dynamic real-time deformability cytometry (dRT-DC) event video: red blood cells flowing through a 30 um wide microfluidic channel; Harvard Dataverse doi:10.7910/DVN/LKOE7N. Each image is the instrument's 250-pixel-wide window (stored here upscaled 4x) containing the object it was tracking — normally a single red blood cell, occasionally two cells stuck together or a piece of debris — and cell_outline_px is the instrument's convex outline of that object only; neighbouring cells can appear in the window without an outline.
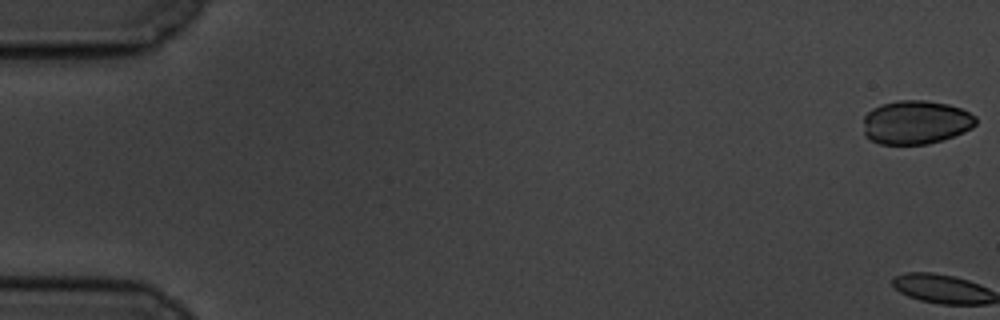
{"species": "common noctule bat (a hibernating species)", "species_latin": "Nyctalus noctula", "temperature_condition": "cold", "stored_images_in_passage": 3, "camera_frame_rate_fps": 3000, "um_per_image_px": 0.085, "animal": {"sex": "male", "body_mass_g": 19.5, "forearm_length_mm": 54.6}, "frame": {"image": 1, "passage_image": 1, "time_ms": 0.0, "image_size_px": [1000, 320], "cell_outline_px": [[976, 124], [972, 128], [964, 132], [928, 144], [880, 144], [864, 136], [864, 116], [872, 108], [880, 104], [896, 100], [924, 100], [948, 104], [960, 108], [976, 116]], "centroid_in_image_um": [77.83, 10.39], "position_along_channel_um": 7.2, "area_um2": 28.73}}